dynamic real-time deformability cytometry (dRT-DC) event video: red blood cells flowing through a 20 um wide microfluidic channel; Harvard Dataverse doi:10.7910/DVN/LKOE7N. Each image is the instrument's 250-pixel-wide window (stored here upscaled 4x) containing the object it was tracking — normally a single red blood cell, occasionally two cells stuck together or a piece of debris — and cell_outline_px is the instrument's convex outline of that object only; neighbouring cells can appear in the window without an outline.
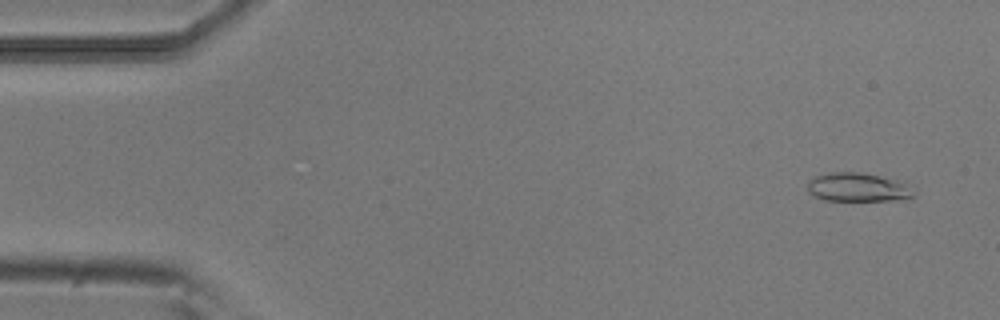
{"species": "common noctule bat (a hibernating species)", "species_latin": "Nyctalus noctula", "temperature_condition": "room temperature", "stored_images_in_passage": 52, "camera_frame_rate_fps": 3000, "um_per_image_px": 0.085, "animal": {"sex": "male", "body_mass_g": 20.5, "forearm_length_mm": 52.5}, "frame": {"image": 1, "passage_image": 3, "time_ms": 0.667, "image_size_px": [1000, 320], "cell_outline_px": [[916, 192], [912, 196], [892, 200], [824, 200], [812, 196], [808, 192], [808, 184], [816, 176], [832, 172], [860, 172], [880, 176], [904, 184]], "centroid_in_image_um": [72.84, 15.92], "position_along_channel_um": 12.2, "area_um2": 17.28}}
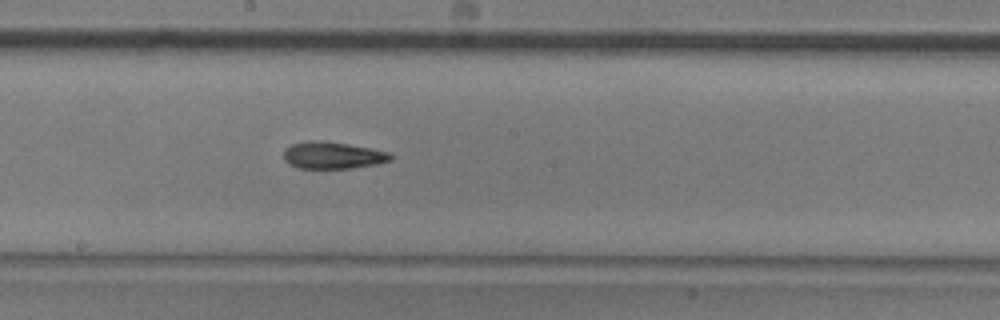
{"frame": {"image": 2, "passage_image": 28, "time_ms": 9.0, "image_size_px": [1000, 320], "cell_outline_px": [[392, 160], [376, 164], [352, 168], [296, 168], [288, 164], [284, 160], [284, 152], [292, 144], [308, 140], [324, 140], [372, 148], [388, 152], [392, 156]], "centroid_in_image_um": [28.27, 13.2], "position_along_channel_um": 219.9, "area_um2": 16.88}}
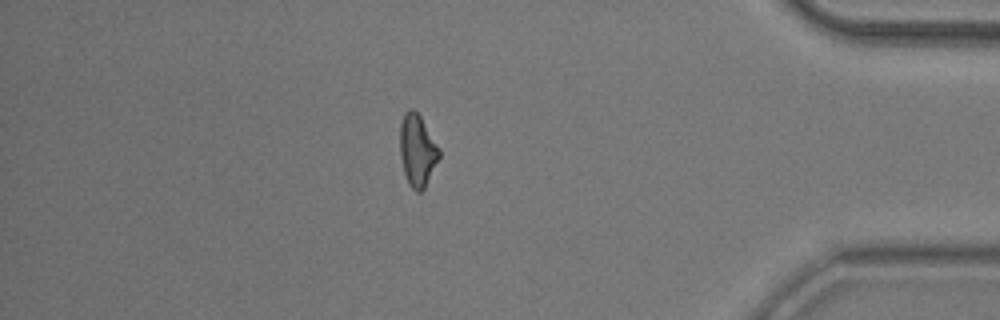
{"frame": {"image": 3, "passage_image": 45, "time_ms": 14.667, "image_size_px": [1000, 320], "cell_outline_px": [[440, 156], [424, 188], [420, 192], [416, 192], [408, 184], [404, 172], [400, 156], [400, 124], [404, 112], [408, 108], [412, 108], [420, 116], [440, 148]], "centroid_in_image_um": [35.46, 12.77], "position_along_channel_um": 399.7, "area_um2": 16.42}, "authors_computed_cell_mechanics": {"area_um2": 16.762, "velocity_mm_per_s": 3.8443, "shape_relaxation_time_tau1_ms": 8.8517, "shape_relaxation_time_tau2_ms": 3.7934, "deformation_change_tau1": 0.1884, "deformation_change_tau2": 0.1227}}